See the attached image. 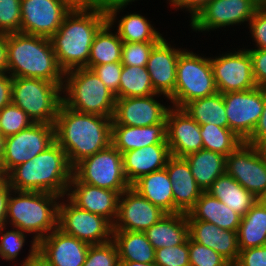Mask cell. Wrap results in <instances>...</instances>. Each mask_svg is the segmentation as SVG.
Listing matches in <instances>:
<instances>
[{
    "label": "cell",
    "instance_id": "obj_49",
    "mask_svg": "<svg viewBox=\"0 0 266 266\" xmlns=\"http://www.w3.org/2000/svg\"><path fill=\"white\" fill-rule=\"evenodd\" d=\"M257 87L266 89V49H248Z\"/></svg>",
    "mask_w": 266,
    "mask_h": 266
},
{
    "label": "cell",
    "instance_id": "obj_3",
    "mask_svg": "<svg viewBox=\"0 0 266 266\" xmlns=\"http://www.w3.org/2000/svg\"><path fill=\"white\" fill-rule=\"evenodd\" d=\"M72 176L67 154L55 141L32 160L13 168L6 180L13 190L49 192L65 198Z\"/></svg>",
    "mask_w": 266,
    "mask_h": 266
},
{
    "label": "cell",
    "instance_id": "obj_40",
    "mask_svg": "<svg viewBox=\"0 0 266 266\" xmlns=\"http://www.w3.org/2000/svg\"><path fill=\"white\" fill-rule=\"evenodd\" d=\"M119 256L113 240L90 245L83 266H118Z\"/></svg>",
    "mask_w": 266,
    "mask_h": 266
},
{
    "label": "cell",
    "instance_id": "obj_21",
    "mask_svg": "<svg viewBox=\"0 0 266 266\" xmlns=\"http://www.w3.org/2000/svg\"><path fill=\"white\" fill-rule=\"evenodd\" d=\"M66 196L77 207L115 222L120 196L117 191L82 183L73 175Z\"/></svg>",
    "mask_w": 266,
    "mask_h": 266
},
{
    "label": "cell",
    "instance_id": "obj_22",
    "mask_svg": "<svg viewBox=\"0 0 266 266\" xmlns=\"http://www.w3.org/2000/svg\"><path fill=\"white\" fill-rule=\"evenodd\" d=\"M183 49L172 47L164 37L150 52L146 69L156 93L169 99L174 94L178 57Z\"/></svg>",
    "mask_w": 266,
    "mask_h": 266
},
{
    "label": "cell",
    "instance_id": "obj_20",
    "mask_svg": "<svg viewBox=\"0 0 266 266\" xmlns=\"http://www.w3.org/2000/svg\"><path fill=\"white\" fill-rule=\"evenodd\" d=\"M89 247L58 227L37 243V251L51 266H83Z\"/></svg>",
    "mask_w": 266,
    "mask_h": 266
},
{
    "label": "cell",
    "instance_id": "obj_32",
    "mask_svg": "<svg viewBox=\"0 0 266 266\" xmlns=\"http://www.w3.org/2000/svg\"><path fill=\"white\" fill-rule=\"evenodd\" d=\"M112 240L116 244L119 261L155 262V249L145 232L113 230Z\"/></svg>",
    "mask_w": 266,
    "mask_h": 266
},
{
    "label": "cell",
    "instance_id": "obj_63",
    "mask_svg": "<svg viewBox=\"0 0 266 266\" xmlns=\"http://www.w3.org/2000/svg\"><path fill=\"white\" fill-rule=\"evenodd\" d=\"M262 4L266 5V0H262Z\"/></svg>",
    "mask_w": 266,
    "mask_h": 266
},
{
    "label": "cell",
    "instance_id": "obj_23",
    "mask_svg": "<svg viewBox=\"0 0 266 266\" xmlns=\"http://www.w3.org/2000/svg\"><path fill=\"white\" fill-rule=\"evenodd\" d=\"M187 221L192 241L213 249L229 263L238 261L240 249L236 231L221 229L211 222L194 220L188 213Z\"/></svg>",
    "mask_w": 266,
    "mask_h": 266
},
{
    "label": "cell",
    "instance_id": "obj_50",
    "mask_svg": "<svg viewBox=\"0 0 266 266\" xmlns=\"http://www.w3.org/2000/svg\"><path fill=\"white\" fill-rule=\"evenodd\" d=\"M237 266H266V245L240 250Z\"/></svg>",
    "mask_w": 266,
    "mask_h": 266
},
{
    "label": "cell",
    "instance_id": "obj_35",
    "mask_svg": "<svg viewBox=\"0 0 266 266\" xmlns=\"http://www.w3.org/2000/svg\"><path fill=\"white\" fill-rule=\"evenodd\" d=\"M182 109L199 125L215 124L216 126L228 128L223 94H216L198 98L186 103Z\"/></svg>",
    "mask_w": 266,
    "mask_h": 266
},
{
    "label": "cell",
    "instance_id": "obj_33",
    "mask_svg": "<svg viewBox=\"0 0 266 266\" xmlns=\"http://www.w3.org/2000/svg\"><path fill=\"white\" fill-rule=\"evenodd\" d=\"M240 250L266 245V200H258L242 217L238 229Z\"/></svg>",
    "mask_w": 266,
    "mask_h": 266
},
{
    "label": "cell",
    "instance_id": "obj_51",
    "mask_svg": "<svg viewBox=\"0 0 266 266\" xmlns=\"http://www.w3.org/2000/svg\"><path fill=\"white\" fill-rule=\"evenodd\" d=\"M264 140H266V89H264V106L262 115L260 116L252 135L245 142L258 146Z\"/></svg>",
    "mask_w": 266,
    "mask_h": 266
},
{
    "label": "cell",
    "instance_id": "obj_48",
    "mask_svg": "<svg viewBox=\"0 0 266 266\" xmlns=\"http://www.w3.org/2000/svg\"><path fill=\"white\" fill-rule=\"evenodd\" d=\"M135 0H86V8L99 9L107 12L108 22L113 26L116 22L117 12L127 7Z\"/></svg>",
    "mask_w": 266,
    "mask_h": 266
},
{
    "label": "cell",
    "instance_id": "obj_25",
    "mask_svg": "<svg viewBox=\"0 0 266 266\" xmlns=\"http://www.w3.org/2000/svg\"><path fill=\"white\" fill-rule=\"evenodd\" d=\"M122 156L125 176L132 185L140 177L164 169L171 153L168 144H152Z\"/></svg>",
    "mask_w": 266,
    "mask_h": 266
},
{
    "label": "cell",
    "instance_id": "obj_62",
    "mask_svg": "<svg viewBox=\"0 0 266 266\" xmlns=\"http://www.w3.org/2000/svg\"><path fill=\"white\" fill-rule=\"evenodd\" d=\"M228 266H237L235 263H230Z\"/></svg>",
    "mask_w": 266,
    "mask_h": 266
},
{
    "label": "cell",
    "instance_id": "obj_59",
    "mask_svg": "<svg viewBox=\"0 0 266 266\" xmlns=\"http://www.w3.org/2000/svg\"><path fill=\"white\" fill-rule=\"evenodd\" d=\"M5 139H6V137L3 136V135L0 133V165H1L2 157H3V153H4Z\"/></svg>",
    "mask_w": 266,
    "mask_h": 266
},
{
    "label": "cell",
    "instance_id": "obj_39",
    "mask_svg": "<svg viewBox=\"0 0 266 266\" xmlns=\"http://www.w3.org/2000/svg\"><path fill=\"white\" fill-rule=\"evenodd\" d=\"M32 124L33 121L27 113L12 102L0 110L1 134L5 137L15 135Z\"/></svg>",
    "mask_w": 266,
    "mask_h": 266
},
{
    "label": "cell",
    "instance_id": "obj_12",
    "mask_svg": "<svg viewBox=\"0 0 266 266\" xmlns=\"http://www.w3.org/2000/svg\"><path fill=\"white\" fill-rule=\"evenodd\" d=\"M226 173L259 200L266 199V160L258 146L242 142L226 157Z\"/></svg>",
    "mask_w": 266,
    "mask_h": 266
},
{
    "label": "cell",
    "instance_id": "obj_1",
    "mask_svg": "<svg viewBox=\"0 0 266 266\" xmlns=\"http://www.w3.org/2000/svg\"><path fill=\"white\" fill-rule=\"evenodd\" d=\"M55 141L74 167L111 144L112 118L81 113L61 103L54 123Z\"/></svg>",
    "mask_w": 266,
    "mask_h": 266
},
{
    "label": "cell",
    "instance_id": "obj_34",
    "mask_svg": "<svg viewBox=\"0 0 266 266\" xmlns=\"http://www.w3.org/2000/svg\"><path fill=\"white\" fill-rule=\"evenodd\" d=\"M112 28V25L107 21L96 33L85 68L92 69L96 65L121 62L123 41L118 32L110 31Z\"/></svg>",
    "mask_w": 266,
    "mask_h": 266
},
{
    "label": "cell",
    "instance_id": "obj_4",
    "mask_svg": "<svg viewBox=\"0 0 266 266\" xmlns=\"http://www.w3.org/2000/svg\"><path fill=\"white\" fill-rule=\"evenodd\" d=\"M7 57V72L12 77L64 82L65 72L57 62L50 38L20 32L7 34Z\"/></svg>",
    "mask_w": 266,
    "mask_h": 266
},
{
    "label": "cell",
    "instance_id": "obj_17",
    "mask_svg": "<svg viewBox=\"0 0 266 266\" xmlns=\"http://www.w3.org/2000/svg\"><path fill=\"white\" fill-rule=\"evenodd\" d=\"M166 214L161 208L129 187L119 196L113 230L144 232Z\"/></svg>",
    "mask_w": 266,
    "mask_h": 266
},
{
    "label": "cell",
    "instance_id": "obj_57",
    "mask_svg": "<svg viewBox=\"0 0 266 266\" xmlns=\"http://www.w3.org/2000/svg\"><path fill=\"white\" fill-rule=\"evenodd\" d=\"M72 9L86 8V0H62Z\"/></svg>",
    "mask_w": 266,
    "mask_h": 266
},
{
    "label": "cell",
    "instance_id": "obj_36",
    "mask_svg": "<svg viewBox=\"0 0 266 266\" xmlns=\"http://www.w3.org/2000/svg\"><path fill=\"white\" fill-rule=\"evenodd\" d=\"M144 16L126 14L118 21L117 32L123 42H159L163 36Z\"/></svg>",
    "mask_w": 266,
    "mask_h": 266
},
{
    "label": "cell",
    "instance_id": "obj_38",
    "mask_svg": "<svg viewBox=\"0 0 266 266\" xmlns=\"http://www.w3.org/2000/svg\"><path fill=\"white\" fill-rule=\"evenodd\" d=\"M200 134L203 141V149L223 154L226 157L244 142L229 128L211 123L200 125Z\"/></svg>",
    "mask_w": 266,
    "mask_h": 266
},
{
    "label": "cell",
    "instance_id": "obj_7",
    "mask_svg": "<svg viewBox=\"0 0 266 266\" xmlns=\"http://www.w3.org/2000/svg\"><path fill=\"white\" fill-rule=\"evenodd\" d=\"M62 86L39 78L12 77L11 102L33 123L54 124L62 103Z\"/></svg>",
    "mask_w": 266,
    "mask_h": 266
},
{
    "label": "cell",
    "instance_id": "obj_58",
    "mask_svg": "<svg viewBox=\"0 0 266 266\" xmlns=\"http://www.w3.org/2000/svg\"><path fill=\"white\" fill-rule=\"evenodd\" d=\"M118 266H156L154 263H140L131 261H119Z\"/></svg>",
    "mask_w": 266,
    "mask_h": 266
},
{
    "label": "cell",
    "instance_id": "obj_43",
    "mask_svg": "<svg viewBox=\"0 0 266 266\" xmlns=\"http://www.w3.org/2000/svg\"><path fill=\"white\" fill-rule=\"evenodd\" d=\"M154 264L156 266H190L189 238L184 244L156 249Z\"/></svg>",
    "mask_w": 266,
    "mask_h": 266
},
{
    "label": "cell",
    "instance_id": "obj_45",
    "mask_svg": "<svg viewBox=\"0 0 266 266\" xmlns=\"http://www.w3.org/2000/svg\"><path fill=\"white\" fill-rule=\"evenodd\" d=\"M6 227L5 225L0 228V256L6 261H12L21 252L27 236H25L26 233L14 227L13 230L5 232L4 230L8 229Z\"/></svg>",
    "mask_w": 266,
    "mask_h": 266
},
{
    "label": "cell",
    "instance_id": "obj_28",
    "mask_svg": "<svg viewBox=\"0 0 266 266\" xmlns=\"http://www.w3.org/2000/svg\"><path fill=\"white\" fill-rule=\"evenodd\" d=\"M194 220L211 222L221 229L238 232L242 216L219 199L203 192L188 212Z\"/></svg>",
    "mask_w": 266,
    "mask_h": 266
},
{
    "label": "cell",
    "instance_id": "obj_37",
    "mask_svg": "<svg viewBox=\"0 0 266 266\" xmlns=\"http://www.w3.org/2000/svg\"><path fill=\"white\" fill-rule=\"evenodd\" d=\"M155 92L149 72L142 66L122 67L118 98L147 97Z\"/></svg>",
    "mask_w": 266,
    "mask_h": 266
},
{
    "label": "cell",
    "instance_id": "obj_42",
    "mask_svg": "<svg viewBox=\"0 0 266 266\" xmlns=\"http://www.w3.org/2000/svg\"><path fill=\"white\" fill-rule=\"evenodd\" d=\"M158 42H123L121 63L146 67L151 50Z\"/></svg>",
    "mask_w": 266,
    "mask_h": 266
},
{
    "label": "cell",
    "instance_id": "obj_18",
    "mask_svg": "<svg viewBox=\"0 0 266 266\" xmlns=\"http://www.w3.org/2000/svg\"><path fill=\"white\" fill-rule=\"evenodd\" d=\"M156 95L162 94L116 99L112 125L143 127L161 123L171 106L159 103Z\"/></svg>",
    "mask_w": 266,
    "mask_h": 266
},
{
    "label": "cell",
    "instance_id": "obj_47",
    "mask_svg": "<svg viewBox=\"0 0 266 266\" xmlns=\"http://www.w3.org/2000/svg\"><path fill=\"white\" fill-rule=\"evenodd\" d=\"M256 48L266 49V5L262 4L248 22Z\"/></svg>",
    "mask_w": 266,
    "mask_h": 266
},
{
    "label": "cell",
    "instance_id": "obj_13",
    "mask_svg": "<svg viewBox=\"0 0 266 266\" xmlns=\"http://www.w3.org/2000/svg\"><path fill=\"white\" fill-rule=\"evenodd\" d=\"M228 128L246 141L258 124L264 106V89L223 93Z\"/></svg>",
    "mask_w": 266,
    "mask_h": 266
},
{
    "label": "cell",
    "instance_id": "obj_8",
    "mask_svg": "<svg viewBox=\"0 0 266 266\" xmlns=\"http://www.w3.org/2000/svg\"><path fill=\"white\" fill-rule=\"evenodd\" d=\"M217 88L211 67V58L184 50L178 57L174 94L168 99L173 107L216 94Z\"/></svg>",
    "mask_w": 266,
    "mask_h": 266
},
{
    "label": "cell",
    "instance_id": "obj_24",
    "mask_svg": "<svg viewBox=\"0 0 266 266\" xmlns=\"http://www.w3.org/2000/svg\"><path fill=\"white\" fill-rule=\"evenodd\" d=\"M165 169L172 182L174 213L187 214L194 207L203 191L195 181L184 157L171 155L167 160Z\"/></svg>",
    "mask_w": 266,
    "mask_h": 266
},
{
    "label": "cell",
    "instance_id": "obj_27",
    "mask_svg": "<svg viewBox=\"0 0 266 266\" xmlns=\"http://www.w3.org/2000/svg\"><path fill=\"white\" fill-rule=\"evenodd\" d=\"M144 232L155 250L184 244L189 238L187 214L167 213Z\"/></svg>",
    "mask_w": 266,
    "mask_h": 266
},
{
    "label": "cell",
    "instance_id": "obj_52",
    "mask_svg": "<svg viewBox=\"0 0 266 266\" xmlns=\"http://www.w3.org/2000/svg\"><path fill=\"white\" fill-rule=\"evenodd\" d=\"M169 4L173 6V8L187 9L191 14L190 18L192 19L199 10H201L206 4H208L211 0H169Z\"/></svg>",
    "mask_w": 266,
    "mask_h": 266
},
{
    "label": "cell",
    "instance_id": "obj_26",
    "mask_svg": "<svg viewBox=\"0 0 266 266\" xmlns=\"http://www.w3.org/2000/svg\"><path fill=\"white\" fill-rule=\"evenodd\" d=\"M111 144L122 154L152 144H167L166 118L159 124L143 127L112 125Z\"/></svg>",
    "mask_w": 266,
    "mask_h": 266
},
{
    "label": "cell",
    "instance_id": "obj_44",
    "mask_svg": "<svg viewBox=\"0 0 266 266\" xmlns=\"http://www.w3.org/2000/svg\"><path fill=\"white\" fill-rule=\"evenodd\" d=\"M190 266H228L230 263L213 249L189 238Z\"/></svg>",
    "mask_w": 266,
    "mask_h": 266
},
{
    "label": "cell",
    "instance_id": "obj_56",
    "mask_svg": "<svg viewBox=\"0 0 266 266\" xmlns=\"http://www.w3.org/2000/svg\"><path fill=\"white\" fill-rule=\"evenodd\" d=\"M7 34L0 33V73H7Z\"/></svg>",
    "mask_w": 266,
    "mask_h": 266
},
{
    "label": "cell",
    "instance_id": "obj_30",
    "mask_svg": "<svg viewBox=\"0 0 266 266\" xmlns=\"http://www.w3.org/2000/svg\"><path fill=\"white\" fill-rule=\"evenodd\" d=\"M206 192L210 196L219 199L242 217L259 200L227 173L218 177Z\"/></svg>",
    "mask_w": 266,
    "mask_h": 266
},
{
    "label": "cell",
    "instance_id": "obj_29",
    "mask_svg": "<svg viewBox=\"0 0 266 266\" xmlns=\"http://www.w3.org/2000/svg\"><path fill=\"white\" fill-rule=\"evenodd\" d=\"M131 187L164 212L174 213L172 182L165 168L140 177Z\"/></svg>",
    "mask_w": 266,
    "mask_h": 266
},
{
    "label": "cell",
    "instance_id": "obj_41",
    "mask_svg": "<svg viewBox=\"0 0 266 266\" xmlns=\"http://www.w3.org/2000/svg\"><path fill=\"white\" fill-rule=\"evenodd\" d=\"M21 29V0H0V33H19Z\"/></svg>",
    "mask_w": 266,
    "mask_h": 266
},
{
    "label": "cell",
    "instance_id": "obj_11",
    "mask_svg": "<svg viewBox=\"0 0 266 266\" xmlns=\"http://www.w3.org/2000/svg\"><path fill=\"white\" fill-rule=\"evenodd\" d=\"M58 228L90 245L109 242L113 236L109 220L77 207L69 199L59 202Z\"/></svg>",
    "mask_w": 266,
    "mask_h": 266
},
{
    "label": "cell",
    "instance_id": "obj_19",
    "mask_svg": "<svg viewBox=\"0 0 266 266\" xmlns=\"http://www.w3.org/2000/svg\"><path fill=\"white\" fill-rule=\"evenodd\" d=\"M166 142L172 156L186 157L203 149L200 125L182 108L170 107L166 114Z\"/></svg>",
    "mask_w": 266,
    "mask_h": 266
},
{
    "label": "cell",
    "instance_id": "obj_5",
    "mask_svg": "<svg viewBox=\"0 0 266 266\" xmlns=\"http://www.w3.org/2000/svg\"><path fill=\"white\" fill-rule=\"evenodd\" d=\"M59 199L61 196L49 192L12 189L7 202L6 225L9 222L24 233L35 234L32 240L38 243L58 227Z\"/></svg>",
    "mask_w": 266,
    "mask_h": 266
},
{
    "label": "cell",
    "instance_id": "obj_46",
    "mask_svg": "<svg viewBox=\"0 0 266 266\" xmlns=\"http://www.w3.org/2000/svg\"><path fill=\"white\" fill-rule=\"evenodd\" d=\"M122 67L123 65L121 62H113L103 65H96L92 68V70L97 74L106 87L115 94L116 99H118Z\"/></svg>",
    "mask_w": 266,
    "mask_h": 266
},
{
    "label": "cell",
    "instance_id": "obj_14",
    "mask_svg": "<svg viewBox=\"0 0 266 266\" xmlns=\"http://www.w3.org/2000/svg\"><path fill=\"white\" fill-rule=\"evenodd\" d=\"M262 0H211L190 20L195 31H209L250 21Z\"/></svg>",
    "mask_w": 266,
    "mask_h": 266
},
{
    "label": "cell",
    "instance_id": "obj_15",
    "mask_svg": "<svg viewBox=\"0 0 266 266\" xmlns=\"http://www.w3.org/2000/svg\"><path fill=\"white\" fill-rule=\"evenodd\" d=\"M215 85L219 93L250 90L257 87L248 49L211 58Z\"/></svg>",
    "mask_w": 266,
    "mask_h": 266
},
{
    "label": "cell",
    "instance_id": "obj_53",
    "mask_svg": "<svg viewBox=\"0 0 266 266\" xmlns=\"http://www.w3.org/2000/svg\"><path fill=\"white\" fill-rule=\"evenodd\" d=\"M7 73H0V110L11 103L12 76Z\"/></svg>",
    "mask_w": 266,
    "mask_h": 266
},
{
    "label": "cell",
    "instance_id": "obj_16",
    "mask_svg": "<svg viewBox=\"0 0 266 266\" xmlns=\"http://www.w3.org/2000/svg\"><path fill=\"white\" fill-rule=\"evenodd\" d=\"M71 10L62 0H21L20 33L51 38Z\"/></svg>",
    "mask_w": 266,
    "mask_h": 266
},
{
    "label": "cell",
    "instance_id": "obj_9",
    "mask_svg": "<svg viewBox=\"0 0 266 266\" xmlns=\"http://www.w3.org/2000/svg\"><path fill=\"white\" fill-rule=\"evenodd\" d=\"M73 175L82 183L117 191L120 195L131 187L124 173L122 153L112 144L77 163Z\"/></svg>",
    "mask_w": 266,
    "mask_h": 266
},
{
    "label": "cell",
    "instance_id": "obj_54",
    "mask_svg": "<svg viewBox=\"0 0 266 266\" xmlns=\"http://www.w3.org/2000/svg\"><path fill=\"white\" fill-rule=\"evenodd\" d=\"M31 249L21 266H51L50 263L37 251V242L31 240Z\"/></svg>",
    "mask_w": 266,
    "mask_h": 266
},
{
    "label": "cell",
    "instance_id": "obj_61",
    "mask_svg": "<svg viewBox=\"0 0 266 266\" xmlns=\"http://www.w3.org/2000/svg\"><path fill=\"white\" fill-rule=\"evenodd\" d=\"M6 179L5 174L2 171L1 165H0V184Z\"/></svg>",
    "mask_w": 266,
    "mask_h": 266
},
{
    "label": "cell",
    "instance_id": "obj_2",
    "mask_svg": "<svg viewBox=\"0 0 266 266\" xmlns=\"http://www.w3.org/2000/svg\"><path fill=\"white\" fill-rule=\"evenodd\" d=\"M107 21V12L93 8L72 9L64 17L50 38L64 72L87 66L94 36Z\"/></svg>",
    "mask_w": 266,
    "mask_h": 266
},
{
    "label": "cell",
    "instance_id": "obj_55",
    "mask_svg": "<svg viewBox=\"0 0 266 266\" xmlns=\"http://www.w3.org/2000/svg\"><path fill=\"white\" fill-rule=\"evenodd\" d=\"M12 189L5 179L0 184V228L6 225L7 202Z\"/></svg>",
    "mask_w": 266,
    "mask_h": 266
},
{
    "label": "cell",
    "instance_id": "obj_60",
    "mask_svg": "<svg viewBox=\"0 0 266 266\" xmlns=\"http://www.w3.org/2000/svg\"><path fill=\"white\" fill-rule=\"evenodd\" d=\"M259 150L262 152L263 157L266 160V140H264L263 142H261L259 145Z\"/></svg>",
    "mask_w": 266,
    "mask_h": 266
},
{
    "label": "cell",
    "instance_id": "obj_6",
    "mask_svg": "<svg viewBox=\"0 0 266 266\" xmlns=\"http://www.w3.org/2000/svg\"><path fill=\"white\" fill-rule=\"evenodd\" d=\"M62 94V103L72 110L113 117L116 96L92 69L77 68L65 72Z\"/></svg>",
    "mask_w": 266,
    "mask_h": 266
},
{
    "label": "cell",
    "instance_id": "obj_10",
    "mask_svg": "<svg viewBox=\"0 0 266 266\" xmlns=\"http://www.w3.org/2000/svg\"><path fill=\"white\" fill-rule=\"evenodd\" d=\"M55 142L54 124L33 123L15 135L6 137L1 168L5 176L15 167L45 151Z\"/></svg>",
    "mask_w": 266,
    "mask_h": 266
},
{
    "label": "cell",
    "instance_id": "obj_31",
    "mask_svg": "<svg viewBox=\"0 0 266 266\" xmlns=\"http://www.w3.org/2000/svg\"><path fill=\"white\" fill-rule=\"evenodd\" d=\"M184 158L203 192H206L218 177L226 173V156L223 154L200 149Z\"/></svg>",
    "mask_w": 266,
    "mask_h": 266
}]
</instances>
